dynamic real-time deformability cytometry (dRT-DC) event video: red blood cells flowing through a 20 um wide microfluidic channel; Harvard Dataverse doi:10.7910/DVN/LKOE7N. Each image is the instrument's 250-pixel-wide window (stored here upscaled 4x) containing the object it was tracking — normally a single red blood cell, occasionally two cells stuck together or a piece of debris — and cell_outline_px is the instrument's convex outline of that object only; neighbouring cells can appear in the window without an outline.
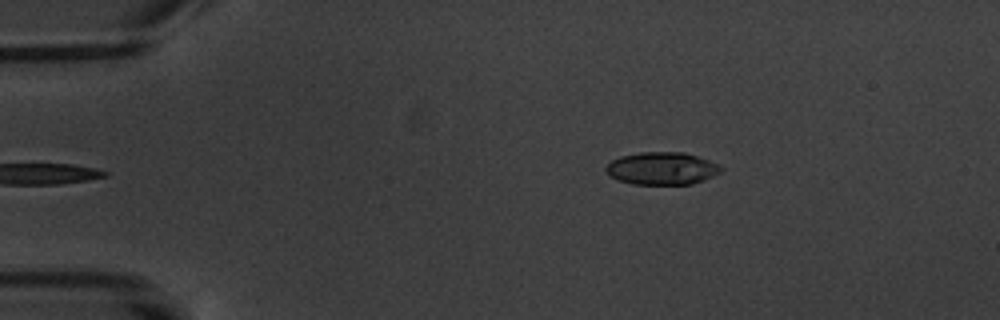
{"species": "common noctule bat (a hibernating species)", "species_latin": "Nyctalus noctula", "temperature_condition": "warm", "stored_images_in_passage": 2, "camera_frame_rate_fps": 3000, "um_per_image_px": 0.085, "animal": {"sex": "male", "body_mass_g": 20.1, "forearm_length_mm": 53.5}, "frame": {"image": 1, "passage_image": 2, "time_ms": 1.333, "image_size_px": [1000, 320], "cell_outline_px": [[724, 168], [720, 172], [704, 180], [692, 184], [632, 184], [620, 180], [612, 176], [604, 168], [612, 160], [620, 156], [640, 152], [684, 152], [720, 164]], "centroid_in_image_um": [56.29, 14.31], "position_along_channel_um": 28.7, "area_um2": 21.73}}